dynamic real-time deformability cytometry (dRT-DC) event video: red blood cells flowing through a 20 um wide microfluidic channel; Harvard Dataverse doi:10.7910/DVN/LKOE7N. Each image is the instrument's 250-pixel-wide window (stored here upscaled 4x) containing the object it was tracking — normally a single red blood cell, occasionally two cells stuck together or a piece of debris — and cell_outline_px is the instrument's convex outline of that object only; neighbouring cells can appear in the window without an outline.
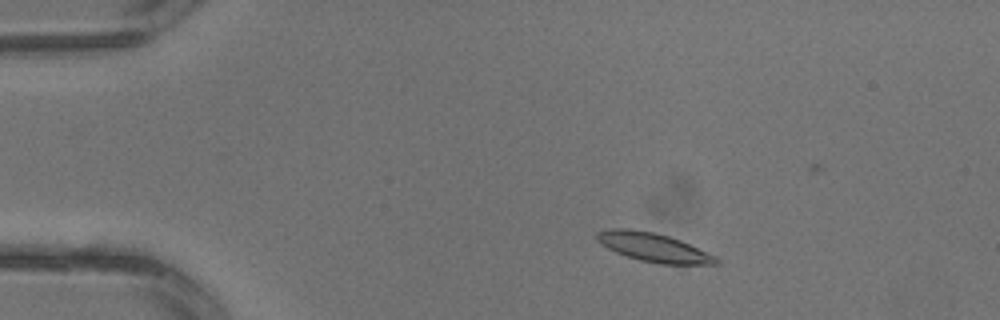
{"species": "common noctule bat (a hibernating species)", "species_latin": "Nyctalus noctula", "temperature_condition": "warm", "stored_images_in_passage": 3, "camera_frame_rate_fps": 3000, "um_per_image_px": 0.085, "animal": {"sex": "male", "body_mass_g": 13.3}, "frame": {"image": 1, "passage_image": 2, "time_ms": 0.333, "image_size_px": [1000, 320], "cell_outline_px": [[720, 264], [660, 264], [640, 260], [616, 252], [600, 244], [596, 240], [596, 232], [612, 228], [628, 228], [652, 232], [668, 236], [680, 240], [716, 256], [720, 260]], "centroid_in_image_um": [55.54, 21.02], "position_along_channel_um": 29.5, "area_um2": 19.88}}